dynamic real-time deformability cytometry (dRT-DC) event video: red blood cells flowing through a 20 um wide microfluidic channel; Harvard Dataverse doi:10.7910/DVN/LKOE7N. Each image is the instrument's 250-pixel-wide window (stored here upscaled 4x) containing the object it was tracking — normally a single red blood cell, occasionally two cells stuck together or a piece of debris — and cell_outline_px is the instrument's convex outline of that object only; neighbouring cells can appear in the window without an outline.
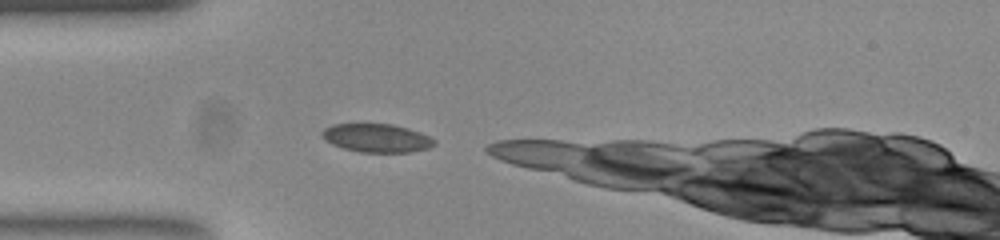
{"species": "common noctule bat (a hibernating species)", "species_latin": "Nyctalus noctula", "temperature_condition": "room temperature", "stored_images_in_passage": 8, "camera_frame_rate_fps": 3000, "um_per_image_px": 0.085, "animal": {"sex": "female", "body_mass_g": 23.0, "forearm_length_mm": 53.4}, "frame": {"image": 1, "passage_image": 1, "time_ms": 0.0, "image_size_px": [1000, 240], "cell_outline_px": [[436, 144], [428, 148], [408, 152], [360, 152], [344, 148], [332, 144], [320, 132], [324, 128], [336, 124], [392, 124], [408, 128], [428, 136], [436, 140]], "centroid_in_image_um": [32.04, 11.73], "position_along_channel_um": 53.0, "area_um2": 18.32}}